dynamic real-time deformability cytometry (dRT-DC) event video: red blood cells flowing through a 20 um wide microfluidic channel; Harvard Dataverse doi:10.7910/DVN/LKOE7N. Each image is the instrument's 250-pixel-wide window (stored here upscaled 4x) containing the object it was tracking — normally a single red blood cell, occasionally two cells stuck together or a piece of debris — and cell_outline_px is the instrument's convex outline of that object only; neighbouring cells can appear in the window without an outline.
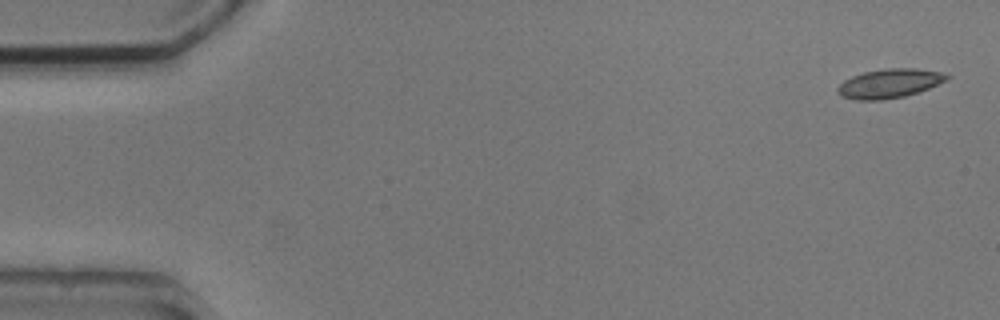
{"species": "common noctule bat (a hibernating species)", "species_latin": "Nyctalus noctula", "temperature_condition": "cold", "stored_images_in_passage": 5, "camera_frame_rate_fps": 3000, "um_per_image_px": 0.085, "animal": {"sex": "male", "body_mass_g": 20.5, "forearm_length_mm": 52.5}, "frame": {"image": 1, "passage_image": 1, "time_ms": 0.0, "image_size_px": [1000, 320], "cell_outline_px": [[952, 76], [948, 80], [928, 88], [904, 96], [880, 100], [856, 100], [840, 96], [836, 92], [836, 88], [844, 80], [852, 76], [864, 72], [884, 68], [916, 68], [940, 72]], "centroid_in_image_um": [75.58, 7.09], "position_along_channel_um": 9.4, "area_um2": 18.55}}
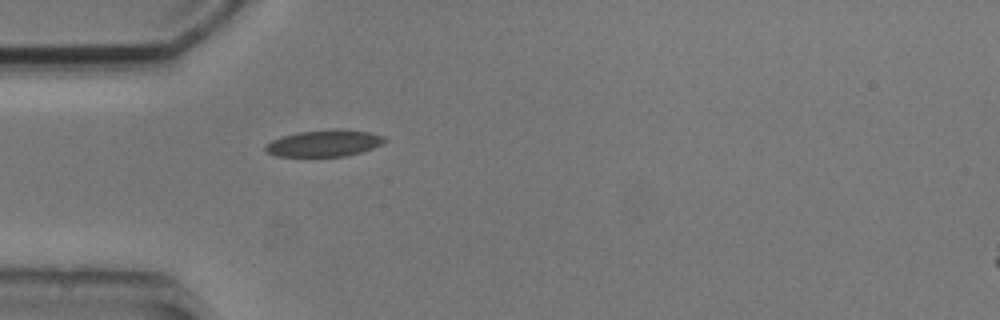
{"frame": {"image": 2, "passage_image": 5, "time_ms": 4.667, "image_size_px": [1000, 320], "cell_outline_px": [[388, 140], [372, 148], [360, 152], [344, 156], [276, 156], [268, 152], [264, 148], [264, 144], [280, 136], [300, 132], [332, 128], [340, 128], [368, 132], [384, 136]], "centroid_in_image_um": [27.54, 12.16], "position_along_channel_um": 57.5, "area_um2": 18.55}}